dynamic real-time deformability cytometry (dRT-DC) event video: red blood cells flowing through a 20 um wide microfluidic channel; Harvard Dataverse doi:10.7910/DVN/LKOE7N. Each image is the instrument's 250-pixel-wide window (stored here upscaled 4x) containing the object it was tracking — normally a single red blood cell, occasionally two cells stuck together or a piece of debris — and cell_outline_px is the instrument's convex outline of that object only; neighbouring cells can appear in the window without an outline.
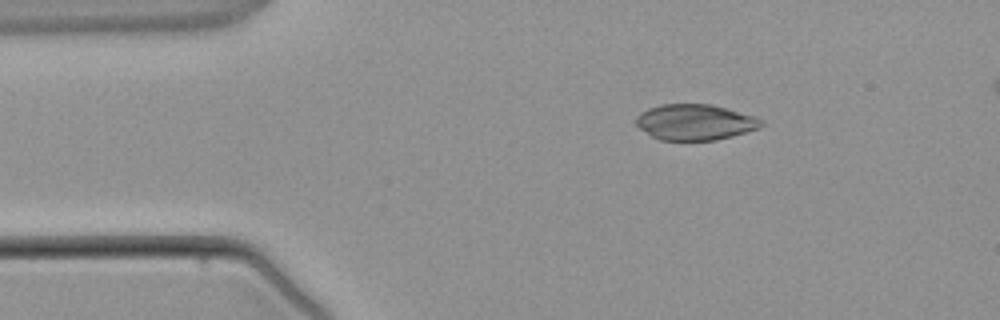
{"species": "common noctule bat (a hibernating species)", "species_latin": "Nyctalus noctula", "temperature_condition": "warm", "stored_images_in_passage": 4, "camera_frame_rate_fps": 3000, "um_per_image_px": 0.085, "animal": {"sex": "male", "body_mass_g": 21.5, "forearm_length_mm": 52.0}, "frame": {"image": 1, "passage_image": 2, "time_ms": 1.333, "image_size_px": [1000, 320], "cell_outline_px": [[764, 124], [760, 128], [732, 136], [716, 140], [660, 140], [652, 136], [640, 128], [636, 124], [636, 116], [640, 112], [648, 108], [660, 104], [712, 104], [756, 116], [764, 120]], "centroid_in_image_um": [59.1, 10.37], "position_along_channel_um": 25.9, "area_um2": 26.3}}